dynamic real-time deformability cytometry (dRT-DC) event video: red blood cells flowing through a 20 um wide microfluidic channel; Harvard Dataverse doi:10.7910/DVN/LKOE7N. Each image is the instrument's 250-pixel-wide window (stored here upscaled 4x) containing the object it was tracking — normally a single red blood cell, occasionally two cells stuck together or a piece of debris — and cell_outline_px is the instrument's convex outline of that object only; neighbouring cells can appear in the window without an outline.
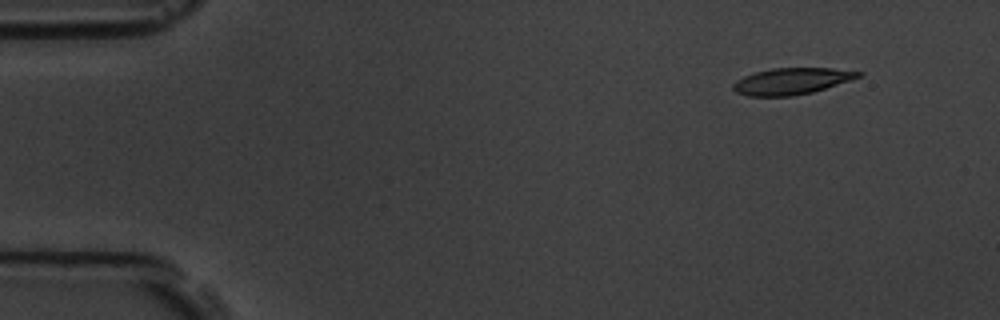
{"species": "common noctule bat (a hibernating species)", "species_latin": "Nyctalus noctula", "temperature_condition": "room temperature", "stored_images_in_passage": 5, "camera_frame_rate_fps": 3000, "um_per_image_px": 0.085, "animal": {"sex": "male", "body_mass_g": 19.5, "forearm_length_mm": 54.6}, "frame": {"image": 1, "passage_image": 5, "time_ms": 5.0, "image_size_px": [1000, 320], "cell_outline_px": [[864, 72], [860, 76], [812, 92], [792, 96], [748, 96], [736, 92], [732, 88], [732, 84], [736, 80], [744, 76], [756, 72], [772, 68], [832, 68]], "centroid_in_image_um": [67.23, 6.9], "position_along_channel_um": 17.8, "area_um2": 19.07}}